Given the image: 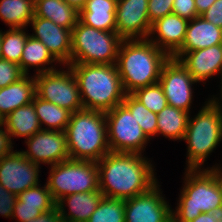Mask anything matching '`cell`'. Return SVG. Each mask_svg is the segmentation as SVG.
<instances>
[{
    "label": "cell",
    "instance_id": "23",
    "mask_svg": "<svg viewBox=\"0 0 222 222\" xmlns=\"http://www.w3.org/2000/svg\"><path fill=\"white\" fill-rule=\"evenodd\" d=\"M34 16L72 30L79 20V11L64 0H35Z\"/></svg>",
    "mask_w": 222,
    "mask_h": 222
},
{
    "label": "cell",
    "instance_id": "1",
    "mask_svg": "<svg viewBox=\"0 0 222 222\" xmlns=\"http://www.w3.org/2000/svg\"><path fill=\"white\" fill-rule=\"evenodd\" d=\"M100 191L105 197L129 199L157 183L153 165L139 153L110 151L98 162Z\"/></svg>",
    "mask_w": 222,
    "mask_h": 222
},
{
    "label": "cell",
    "instance_id": "27",
    "mask_svg": "<svg viewBox=\"0 0 222 222\" xmlns=\"http://www.w3.org/2000/svg\"><path fill=\"white\" fill-rule=\"evenodd\" d=\"M35 0H0V18L10 28H25L34 17Z\"/></svg>",
    "mask_w": 222,
    "mask_h": 222
},
{
    "label": "cell",
    "instance_id": "26",
    "mask_svg": "<svg viewBox=\"0 0 222 222\" xmlns=\"http://www.w3.org/2000/svg\"><path fill=\"white\" fill-rule=\"evenodd\" d=\"M189 120V113L168 105L157 113V134L180 140L184 138Z\"/></svg>",
    "mask_w": 222,
    "mask_h": 222
},
{
    "label": "cell",
    "instance_id": "36",
    "mask_svg": "<svg viewBox=\"0 0 222 222\" xmlns=\"http://www.w3.org/2000/svg\"><path fill=\"white\" fill-rule=\"evenodd\" d=\"M172 13L188 21L198 17L195 0H174Z\"/></svg>",
    "mask_w": 222,
    "mask_h": 222
},
{
    "label": "cell",
    "instance_id": "44",
    "mask_svg": "<svg viewBox=\"0 0 222 222\" xmlns=\"http://www.w3.org/2000/svg\"><path fill=\"white\" fill-rule=\"evenodd\" d=\"M69 5L75 7L78 11H80L86 4L87 0H64Z\"/></svg>",
    "mask_w": 222,
    "mask_h": 222
},
{
    "label": "cell",
    "instance_id": "18",
    "mask_svg": "<svg viewBox=\"0 0 222 222\" xmlns=\"http://www.w3.org/2000/svg\"><path fill=\"white\" fill-rule=\"evenodd\" d=\"M188 20L171 13L152 23L149 36L158 34L156 39H149L160 50L172 57L181 47L185 39Z\"/></svg>",
    "mask_w": 222,
    "mask_h": 222
},
{
    "label": "cell",
    "instance_id": "13",
    "mask_svg": "<svg viewBox=\"0 0 222 222\" xmlns=\"http://www.w3.org/2000/svg\"><path fill=\"white\" fill-rule=\"evenodd\" d=\"M158 183L150 190L124 200L125 222H172V210Z\"/></svg>",
    "mask_w": 222,
    "mask_h": 222
},
{
    "label": "cell",
    "instance_id": "20",
    "mask_svg": "<svg viewBox=\"0 0 222 222\" xmlns=\"http://www.w3.org/2000/svg\"><path fill=\"white\" fill-rule=\"evenodd\" d=\"M103 194L100 190L86 193H76L62 197L56 202V207L64 222H87L92 213L99 205ZM67 206L70 212L68 215L64 206Z\"/></svg>",
    "mask_w": 222,
    "mask_h": 222
},
{
    "label": "cell",
    "instance_id": "22",
    "mask_svg": "<svg viewBox=\"0 0 222 222\" xmlns=\"http://www.w3.org/2000/svg\"><path fill=\"white\" fill-rule=\"evenodd\" d=\"M115 0H87L79 11V20L90 27L103 31L116 30Z\"/></svg>",
    "mask_w": 222,
    "mask_h": 222
},
{
    "label": "cell",
    "instance_id": "15",
    "mask_svg": "<svg viewBox=\"0 0 222 222\" xmlns=\"http://www.w3.org/2000/svg\"><path fill=\"white\" fill-rule=\"evenodd\" d=\"M115 16V31L123 40L149 38L148 0H118Z\"/></svg>",
    "mask_w": 222,
    "mask_h": 222
},
{
    "label": "cell",
    "instance_id": "3",
    "mask_svg": "<svg viewBox=\"0 0 222 222\" xmlns=\"http://www.w3.org/2000/svg\"><path fill=\"white\" fill-rule=\"evenodd\" d=\"M81 95L84 109L108 112L125 98L115 64L70 63Z\"/></svg>",
    "mask_w": 222,
    "mask_h": 222
},
{
    "label": "cell",
    "instance_id": "4",
    "mask_svg": "<svg viewBox=\"0 0 222 222\" xmlns=\"http://www.w3.org/2000/svg\"><path fill=\"white\" fill-rule=\"evenodd\" d=\"M220 166L203 169H187L184 187L176 210H172V222H191L201 213L212 212L221 206L222 171ZM186 181V182H185Z\"/></svg>",
    "mask_w": 222,
    "mask_h": 222
},
{
    "label": "cell",
    "instance_id": "8",
    "mask_svg": "<svg viewBox=\"0 0 222 222\" xmlns=\"http://www.w3.org/2000/svg\"><path fill=\"white\" fill-rule=\"evenodd\" d=\"M47 186L55 202L62 197L100 190L97 162L66 160L51 166Z\"/></svg>",
    "mask_w": 222,
    "mask_h": 222
},
{
    "label": "cell",
    "instance_id": "31",
    "mask_svg": "<svg viewBox=\"0 0 222 222\" xmlns=\"http://www.w3.org/2000/svg\"><path fill=\"white\" fill-rule=\"evenodd\" d=\"M87 222H125L124 200L103 196Z\"/></svg>",
    "mask_w": 222,
    "mask_h": 222
},
{
    "label": "cell",
    "instance_id": "6",
    "mask_svg": "<svg viewBox=\"0 0 222 222\" xmlns=\"http://www.w3.org/2000/svg\"><path fill=\"white\" fill-rule=\"evenodd\" d=\"M217 99H209L194 119L189 116L183 138L188 145L187 169H201L206 158L222 140V105Z\"/></svg>",
    "mask_w": 222,
    "mask_h": 222
},
{
    "label": "cell",
    "instance_id": "28",
    "mask_svg": "<svg viewBox=\"0 0 222 222\" xmlns=\"http://www.w3.org/2000/svg\"><path fill=\"white\" fill-rule=\"evenodd\" d=\"M32 103L36 109L41 128L42 124H46L49 127L42 129L53 131L66 130L72 114L70 111L61 108L54 103L45 101L36 95L34 96Z\"/></svg>",
    "mask_w": 222,
    "mask_h": 222
},
{
    "label": "cell",
    "instance_id": "29",
    "mask_svg": "<svg viewBox=\"0 0 222 222\" xmlns=\"http://www.w3.org/2000/svg\"><path fill=\"white\" fill-rule=\"evenodd\" d=\"M23 28H10L3 32L1 40V57L20 65L22 52L28 38Z\"/></svg>",
    "mask_w": 222,
    "mask_h": 222
},
{
    "label": "cell",
    "instance_id": "24",
    "mask_svg": "<svg viewBox=\"0 0 222 222\" xmlns=\"http://www.w3.org/2000/svg\"><path fill=\"white\" fill-rule=\"evenodd\" d=\"M2 123L11 137L26 139L42 129L33 103L15 109L2 119Z\"/></svg>",
    "mask_w": 222,
    "mask_h": 222
},
{
    "label": "cell",
    "instance_id": "2",
    "mask_svg": "<svg viewBox=\"0 0 222 222\" xmlns=\"http://www.w3.org/2000/svg\"><path fill=\"white\" fill-rule=\"evenodd\" d=\"M170 57L149 38L123 40L120 44L116 67L126 94L157 83L161 69Z\"/></svg>",
    "mask_w": 222,
    "mask_h": 222
},
{
    "label": "cell",
    "instance_id": "30",
    "mask_svg": "<svg viewBox=\"0 0 222 222\" xmlns=\"http://www.w3.org/2000/svg\"><path fill=\"white\" fill-rule=\"evenodd\" d=\"M122 103L129 109L149 139L157 134V113L148 110L132 94H126Z\"/></svg>",
    "mask_w": 222,
    "mask_h": 222
},
{
    "label": "cell",
    "instance_id": "39",
    "mask_svg": "<svg viewBox=\"0 0 222 222\" xmlns=\"http://www.w3.org/2000/svg\"><path fill=\"white\" fill-rule=\"evenodd\" d=\"M201 16L206 21L222 28V0H216Z\"/></svg>",
    "mask_w": 222,
    "mask_h": 222
},
{
    "label": "cell",
    "instance_id": "14",
    "mask_svg": "<svg viewBox=\"0 0 222 222\" xmlns=\"http://www.w3.org/2000/svg\"><path fill=\"white\" fill-rule=\"evenodd\" d=\"M26 139L28 150L21 152L34 164L41 162L53 166L70 159L65 131L41 129Z\"/></svg>",
    "mask_w": 222,
    "mask_h": 222
},
{
    "label": "cell",
    "instance_id": "34",
    "mask_svg": "<svg viewBox=\"0 0 222 222\" xmlns=\"http://www.w3.org/2000/svg\"><path fill=\"white\" fill-rule=\"evenodd\" d=\"M25 75L19 64L0 59V88L18 81Z\"/></svg>",
    "mask_w": 222,
    "mask_h": 222
},
{
    "label": "cell",
    "instance_id": "38",
    "mask_svg": "<svg viewBox=\"0 0 222 222\" xmlns=\"http://www.w3.org/2000/svg\"><path fill=\"white\" fill-rule=\"evenodd\" d=\"M41 214L42 212L37 207L23 206V203L17 199L12 217L18 219L19 222H27Z\"/></svg>",
    "mask_w": 222,
    "mask_h": 222
},
{
    "label": "cell",
    "instance_id": "45",
    "mask_svg": "<svg viewBox=\"0 0 222 222\" xmlns=\"http://www.w3.org/2000/svg\"><path fill=\"white\" fill-rule=\"evenodd\" d=\"M2 34H3V32L0 31V59H2V57H1V40H2Z\"/></svg>",
    "mask_w": 222,
    "mask_h": 222
},
{
    "label": "cell",
    "instance_id": "9",
    "mask_svg": "<svg viewBox=\"0 0 222 222\" xmlns=\"http://www.w3.org/2000/svg\"><path fill=\"white\" fill-rule=\"evenodd\" d=\"M110 151L142 154L149 138L129 109L118 104L105 113Z\"/></svg>",
    "mask_w": 222,
    "mask_h": 222
},
{
    "label": "cell",
    "instance_id": "17",
    "mask_svg": "<svg viewBox=\"0 0 222 222\" xmlns=\"http://www.w3.org/2000/svg\"><path fill=\"white\" fill-rule=\"evenodd\" d=\"M172 57L178 59L198 83L215 74L222 75V44L190 52H176Z\"/></svg>",
    "mask_w": 222,
    "mask_h": 222
},
{
    "label": "cell",
    "instance_id": "16",
    "mask_svg": "<svg viewBox=\"0 0 222 222\" xmlns=\"http://www.w3.org/2000/svg\"><path fill=\"white\" fill-rule=\"evenodd\" d=\"M30 24L35 34L32 37L41 41L53 57L63 65L70 64L72 30L56 25L53 21L34 16Z\"/></svg>",
    "mask_w": 222,
    "mask_h": 222
},
{
    "label": "cell",
    "instance_id": "10",
    "mask_svg": "<svg viewBox=\"0 0 222 222\" xmlns=\"http://www.w3.org/2000/svg\"><path fill=\"white\" fill-rule=\"evenodd\" d=\"M33 77L37 97L71 113L84 109L78 82L69 66L67 71L54 70Z\"/></svg>",
    "mask_w": 222,
    "mask_h": 222
},
{
    "label": "cell",
    "instance_id": "40",
    "mask_svg": "<svg viewBox=\"0 0 222 222\" xmlns=\"http://www.w3.org/2000/svg\"><path fill=\"white\" fill-rule=\"evenodd\" d=\"M2 126H4L3 123L0 124V159L13 152L11 135L6 131L5 128L2 129Z\"/></svg>",
    "mask_w": 222,
    "mask_h": 222
},
{
    "label": "cell",
    "instance_id": "42",
    "mask_svg": "<svg viewBox=\"0 0 222 222\" xmlns=\"http://www.w3.org/2000/svg\"><path fill=\"white\" fill-rule=\"evenodd\" d=\"M191 222H222L221 206L208 213H201Z\"/></svg>",
    "mask_w": 222,
    "mask_h": 222
},
{
    "label": "cell",
    "instance_id": "32",
    "mask_svg": "<svg viewBox=\"0 0 222 222\" xmlns=\"http://www.w3.org/2000/svg\"><path fill=\"white\" fill-rule=\"evenodd\" d=\"M17 199L23 203V206L37 207L42 213L52 210L56 206L47 183L41 188L39 185L28 188L20 193Z\"/></svg>",
    "mask_w": 222,
    "mask_h": 222
},
{
    "label": "cell",
    "instance_id": "19",
    "mask_svg": "<svg viewBox=\"0 0 222 222\" xmlns=\"http://www.w3.org/2000/svg\"><path fill=\"white\" fill-rule=\"evenodd\" d=\"M222 44V28L198 16L188 21L182 47L177 52H190Z\"/></svg>",
    "mask_w": 222,
    "mask_h": 222
},
{
    "label": "cell",
    "instance_id": "37",
    "mask_svg": "<svg viewBox=\"0 0 222 222\" xmlns=\"http://www.w3.org/2000/svg\"><path fill=\"white\" fill-rule=\"evenodd\" d=\"M17 195L9 192L0 184V214L2 216L12 217Z\"/></svg>",
    "mask_w": 222,
    "mask_h": 222
},
{
    "label": "cell",
    "instance_id": "5",
    "mask_svg": "<svg viewBox=\"0 0 222 222\" xmlns=\"http://www.w3.org/2000/svg\"><path fill=\"white\" fill-rule=\"evenodd\" d=\"M65 132L72 160L98 162L110 152L104 112L81 109L72 113Z\"/></svg>",
    "mask_w": 222,
    "mask_h": 222
},
{
    "label": "cell",
    "instance_id": "43",
    "mask_svg": "<svg viewBox=\"0 0 222 222\" xmlns=\"http://www.w3.org/2000/svg\"><path fill=\"white\" fill-rule=\"evenodd\" d=\"M216 0H195L197 13L201 16Z\"/></svg>",
    "mask_w": 222,
    "mask_h": 222
},
{
    "label": "cell",
    "instance_id": "46",
    "mask_svg": "<svg viewBox=\"0 0 222 222\" xmlns=\"http://www.w3.org/2000/svg\"><path fill=\"white\" fill-rule=\"evenodd\" d=\"M221 77H222V75H221ZM221 80H222V78H221ZM221 84H222V81H221ZM221 93H222V85H221ZM221 97H222V94H221ZM222 99V98H221Z\"/></svg>",
    "mask_w": 222,
    "mask_h": 222
},
{
    "label": "cell",
    "instance_id": "35",
    "mask_svg": "<svg viewBox=\"0 0 222 222\" xmlns=\"http://www.w3.org/2000/svg\"><path fill=\"white\" fill-rule=\"evenodd\" d=\"M174 0H148V16L152 24L156 20L172 13Z\"/></svg>",
    "mask_w": 222,
    "mask_h": 222
},
{
    "label": "cell",
    "instance_id": "12",
    "mask_svg": "<svg viewBox=\"0 0 222 222\" xmlns=\"http://www.w3.org/2000/svg\"><path fill=\"white\" fill-rule=\"evenodd\" d=\"M39 165L24 157L21 151L0 159V184L9 192L19 195L39 185Z\"/></svg>",
    "mask_w": 222,
    "mask_h": 222
},
{
    "label": "cell",
    "instance_id": "11",
    "mask_svg": "<svg viewBox=\"0 0 222 222\" xmlns=\"http://www.w3.org/2000/svg\"><path fill=\"white\" fill-rule=\"evenodd\" d=\"M158 82L167 104L189 113L193 98L191 87L197 82L178 59L170 57L164 63Z\"/></svg>",
    "mask_w": 222,
    "mask_h": 222
},
{
    "label": "cell",
    "instance_id": "25",
    "mask_svg": "<svg viewBox=\"0 0 222 222\" xmlns=\"http://www.w3.org/2000/svg\"><path fill=\"white\" fill-rule=\"evenodd\" d=\"M55 61L58 63L41 41L34 39L31 35L28 36L20 61V67L26 75H28V69L31 66L38 68L36 74L54 71L56 69L53 66L46 68L45 65ZM41 65L45 67H41Z\"/></svg>",
    "mask_w": 222,
    "mask_h": 222
},
{
    "label": "cell",
    "instance_id": "41",
    "mask_svg": "<svg viewBox=\"0 0 222 222\" xmlns=\"http://www.w3.org/2000/svg\"><path fill=\"white\" fill-rule=\"evenodd\" d=\"M27 222H64L59 214L57 207L55 206L52 210L43 212L36 218H31Z\"/></svg>",
    "mask_w": 222,
    "mask_h": 222
},
{
    "label": "cell",
    "instance_id": "7",
    "mask_svg": "<svg viewBox=\"0 0 222 222\" xmlns=\"http://www.w3.org/2000/svg\"><path fill=\"white\" fill-rule=\"evenodd\" d=\"M123 39L116 31H103L78 20L72 29L70 63L116 64Z\"/></svg>",
    "mask_w": 222,
    "mask_h": 222
},
{
    "label": "cell",
    "instance_id": "33",
    "mask_svg": "<svg viewBox=\"0 0 222 222\" xmlns=\"http://www.w3.org/2000/svg\"><path fill=\"white\" fill-rule=\"evenodd\" d=\"M132 95L154 113H159L167 106V99L159 82L140 88Z\"/></svg>",
    "mask_w": 222,
    "mask_h": 222
},
{
    "label": "cell",
    "instance_id": "21",
    "mask_svg": "<svg viewBox=\"0 0 222 222\" xmlns=\"http://www.w3.org/2000/svg\"><path fill=\"white\" fill-rule=\"evenodd\" d=\"M35 95V80L28 75L4 88H0L1 119H4L15 109L32 103Z\"/></svg>",
    "mask_w": 222,
    "mask_h": 222
}]
</instances>
